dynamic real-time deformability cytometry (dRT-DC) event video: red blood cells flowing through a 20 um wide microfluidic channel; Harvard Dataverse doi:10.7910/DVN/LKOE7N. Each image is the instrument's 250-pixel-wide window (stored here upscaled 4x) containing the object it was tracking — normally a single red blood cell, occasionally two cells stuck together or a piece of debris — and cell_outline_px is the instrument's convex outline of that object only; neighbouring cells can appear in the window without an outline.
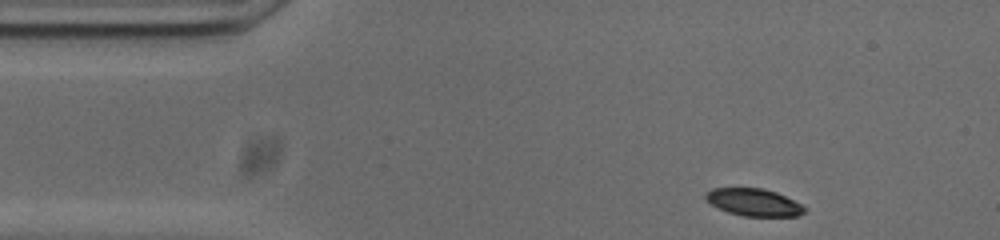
{"species": "common noctule bat (a hibernating species)", "species_latin": "Nyctalus noctula", "temperature_condition": "cold", "stored_images_in_passage": 48, "camera_frame_rate_fps": 3000, "um_per_image_px": 0.085, "animal": {"sex": "male", "body_mass_g": 20.0, "forearm_length_mm": 53.3}, "frame": {"image": 1, "passage_image": 1, "time_ms": 0.0, "image_size_px": [1000, 240], "cell_outline_px": [[808, 208], [804, 212], [796, 216], [744, 216], [728, 212], [712, 204], [704, 196], [712, 188], [764, 188], [776, 192]], "centroid_in_image_um": [64.09, 17.19], "position_along_channel_um": 20.9, "area_um2": 15.49}}
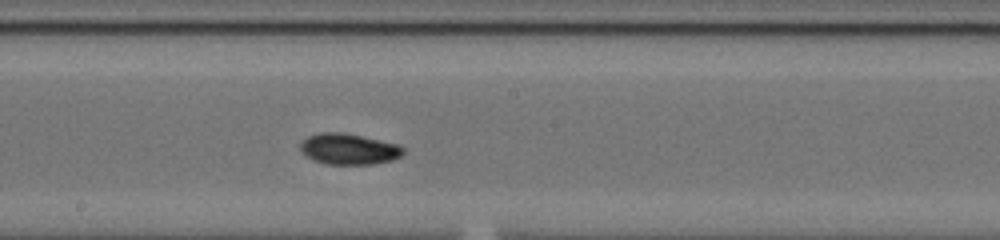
{"frame": {"image": 2, "passage_image": 22, "time_ms": 7.0, "image_size_px": [1000, 240], "cell_outline_px": [[404, 152], [400, 156], [392, 160], [372, 164], [328, 164], [312, 160], [300, 148], [300, 144], [308, 136], [320, 132], [340, 132], [400, 144], [404, 148]], "centroid_in_image_um": [29.67, 12.67], "position_along_channel_um": 218.5, "area_um2": 18.38}}
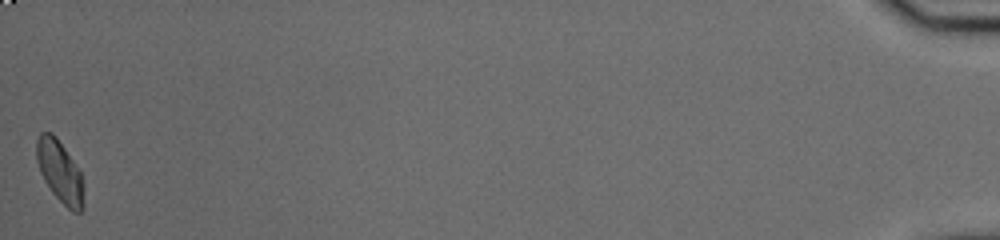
{"frame": {"image": 3, "passage_image": 48, "time_ms": 15.667, "image_size_px": [1000, 240], "cell_outline_px": [[84, 208], [80, 212], [72, 212], [52, 192], [44, 180], [40, 172], [36, 160], [36, 140], [40, 132], [52, 132], [56, 136], [80, 172], [84, 188]], "centroid_in_image_um": [5.08, 14.59], "position_along_channel_um": 430.1, "area_um2": 16.99}, "authors_computed_cell_mechanics": {"area_um2": 17.4267, "velocity_mm_per_s": 3.7162, "shape_relaxation_time_tau1_ms": 4.2752, "shape_relaxation_time_tau2_ms": 6.9854, "deformation_change_tau1": 0.1441, "deformation_change_tau2": 0.0652}}